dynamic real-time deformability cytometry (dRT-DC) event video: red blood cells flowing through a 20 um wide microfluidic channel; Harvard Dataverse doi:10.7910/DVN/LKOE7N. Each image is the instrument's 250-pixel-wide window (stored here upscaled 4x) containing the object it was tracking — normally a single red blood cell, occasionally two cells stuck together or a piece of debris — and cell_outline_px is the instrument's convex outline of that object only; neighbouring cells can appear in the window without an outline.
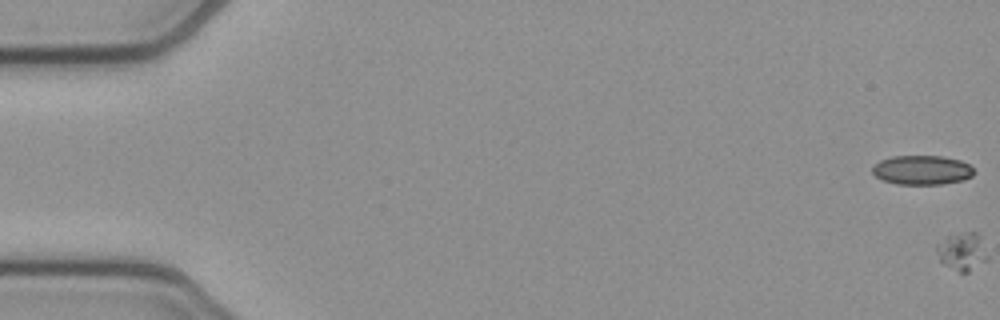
{"species": "common noctule bat (a hibernating species)", "species_latin": "Nyctalus noctula", "temperature_condition": "cold", "stored_images_in_passage": 2, "camera_frame_rate_fps": 3000, "um_per_image_px": 0.085, "animal": {"sex": "female", "body_mass_g": 21.9}, "frame": {"image": 1, "passage_image": 1, "time_ms": 0.0, "image_size_px": [1000, 320], "cell_outline_px": [[976, 172], [972, 176], [964, 180], [940, 184], [896, 184], [880, 180], [872, 172], [872, 164], [880, 160], [892, 156], [940, 156], [960, 160], [968, 164]], "centroid_in_image_um": [78.34, 14.45], "position_along_channel_um": 6.7, "area_um2": 17.51}}